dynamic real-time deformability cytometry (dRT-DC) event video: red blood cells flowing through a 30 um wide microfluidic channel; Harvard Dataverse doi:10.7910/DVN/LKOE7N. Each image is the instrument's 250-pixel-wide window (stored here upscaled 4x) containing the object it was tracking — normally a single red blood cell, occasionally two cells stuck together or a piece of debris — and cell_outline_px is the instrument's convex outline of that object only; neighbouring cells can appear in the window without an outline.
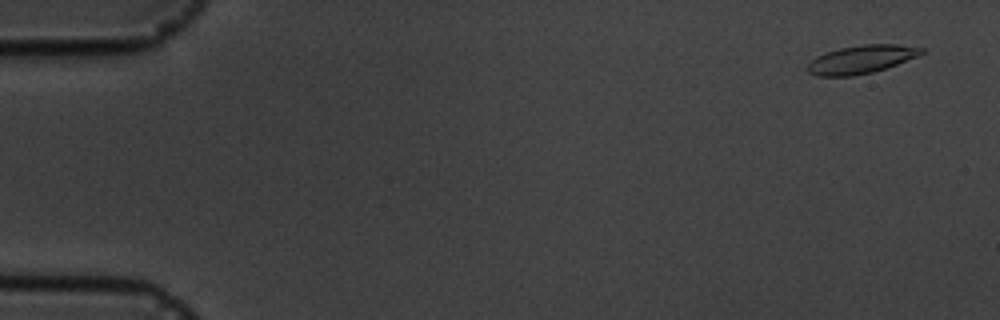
{"species": "common noctule bat (a hibernating species)", "species_latin": "Nyctalus noctula", "temperature_condition": "cold", "stored_images_in_passage": 5, "camera_frame_rate_fps": 3000, "um_per_image_px": 0.085, "animal": {"sex": "male", "body_mass_g": 19.5, "forearm_length_mm": 54.6}, "frame": {"image": 1, "passage_image": 1, "time_ms": 0.0, "image_size_px": [1000, 320], "cell_outline_px": [[924, 52], [916, 56], [896, 64], [872, 72], [852, 76], [816, 76], [808, 72], [808, 64], [816, 56], [840, 48], [864, 44], [896, 44], [924, 48]], "centroid_in_image_um": [73.18, 5.04], "position_along_channel_um": 11.8, "area_um2": 18.38}}
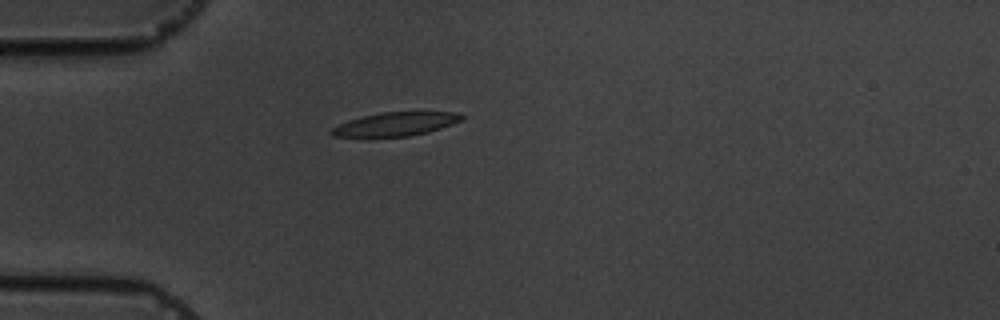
{"frame": {"image": 2, "passage_image": 5, "time_ms": 4.333, "image_size_px": [1000, 320], "cell_outline_px": [[464, 116], [460, 120], [452, 124], [428, 132], [412, 136], [368, 140], [332, 136], [328, 132], [332, 128], [348, 120], [364, 116], [384, 112], [452, 112]], "centroid_in_image_um": [33.48, 10.62], "position_along_channel_um": 51.5, "area_um2": 18.67}}